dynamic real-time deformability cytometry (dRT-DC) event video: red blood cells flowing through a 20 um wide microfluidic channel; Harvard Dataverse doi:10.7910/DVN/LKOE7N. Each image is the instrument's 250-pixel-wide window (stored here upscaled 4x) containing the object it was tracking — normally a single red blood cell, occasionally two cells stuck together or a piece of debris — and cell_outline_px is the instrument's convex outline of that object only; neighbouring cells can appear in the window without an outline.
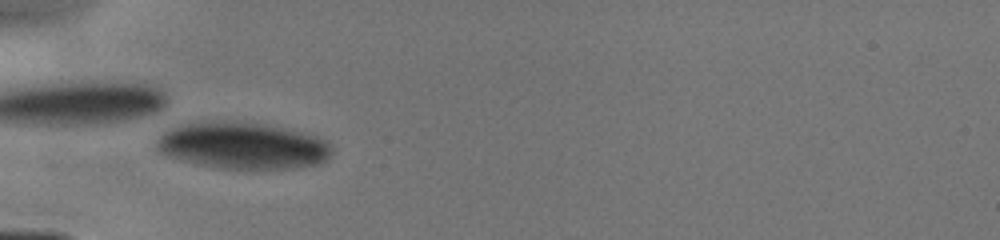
{"species": "human", "species_latin": "Homo sapiens", "temperature_condition": "cold", "stored_images_in_passage": 13, "camera_frame_rate_fps": 3000, "um_per_image_px": 0.085, "donor": {"sex": "male"}, "frame": {"image": 1, "passage_image": 3, "time_ms": 0.667, "image_size_px": [1000, 240], "cell_outline_px": [[332, 156], [328, 160], [320, 164], [296, 168], [220, 168], [200, 164], [168, 156], [160, 152], [156, 148], [160, 136], [164, 132], [188, 124], [228, 120], [264, 124], [284, 128], [316, 136], [328, 140], [332, 144]], "centroid_in_image_um": [20.74, 12.39], "position_along_channel_um": 64.3, "area_um2": 47.22}}
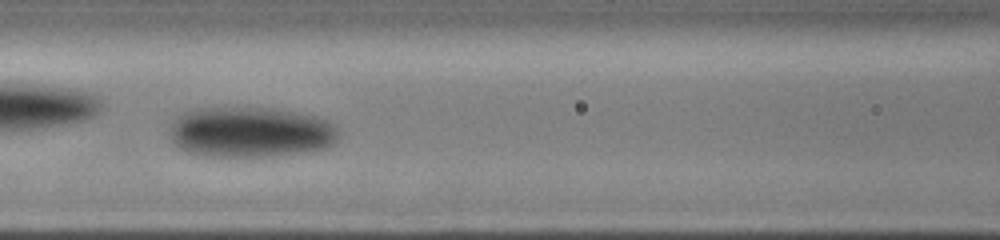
{"frame": {"image": 2, "passage_image": 8, "time_ms": 2.667, "image_size_px": [1000, 240], "cell_outline_px": [[340, 132], [336, 140], [332, 144], [324, 148], [304, 152], [272, 156], [204, 156], [184, 152], [168, 136], [168, 132], [172, 120], [184, 112], [200, 108], [272, 108], [316, 116], [336, 124]], "centroid_in_image_um": [21.27, 11.23], "position_along_channel_um": 145.3, "area_um2": 50.05}}
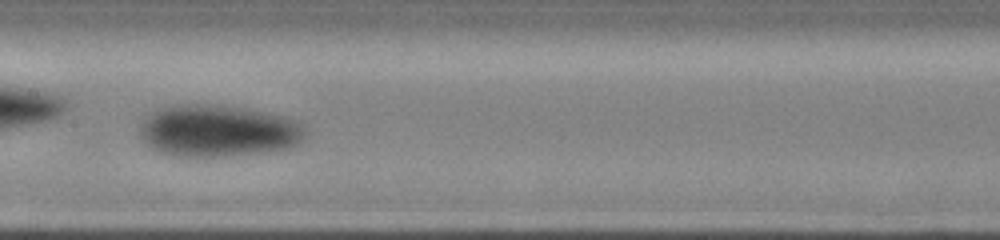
{"frame": {"image": 3, "passage_image": 11, "time_ms": 3.667, "image_size_px": [1000, 240], "cell_outline_px": [[308, 132], [292, 148], [268, 152], [232, 156], [180, 156], [160, 152], [148, 144], [140, 136], [140, 124], [144, 116], [156, 108], [172, 104], [216, 104], [244, 108], [284, 116], [296, 120], [304, 124]], "centroid_in_image_um": [18.54, 11.1], "position_along_channel_um": 188.9, "area_um2": 50.75}}